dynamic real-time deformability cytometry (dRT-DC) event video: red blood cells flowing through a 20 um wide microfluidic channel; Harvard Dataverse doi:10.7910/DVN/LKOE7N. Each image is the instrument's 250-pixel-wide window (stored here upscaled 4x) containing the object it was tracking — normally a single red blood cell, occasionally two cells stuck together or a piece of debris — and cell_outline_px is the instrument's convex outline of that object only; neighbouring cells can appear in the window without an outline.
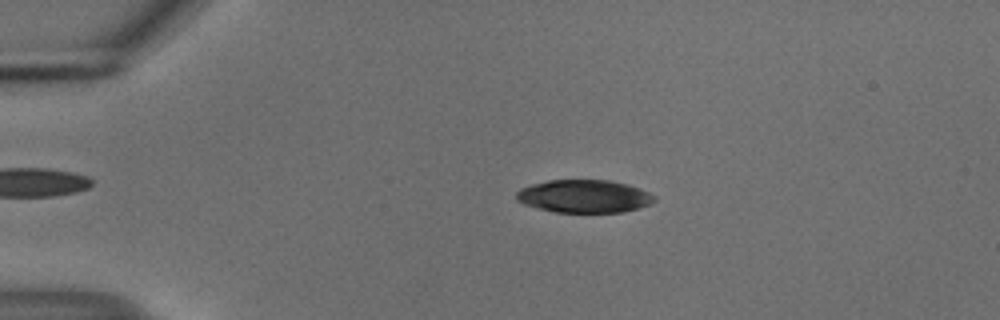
{"species": "common noctule bat (a hibernating species)", "species_latin": "Nyctalus noctula", "temperature_condition": "cold", "stored_images_in_passage": 53, "camera_frame_rate_fps": 3000, "um_per_image_px": 0.085, "animal": {"sex": "male", "body_mass_g": 18.8}, "frame": {"image": 1, "passage_image": 11, "time_ms": 3.333, "image_size_px": [1000, 320], "cell_outline_px": [[656, 200], [652, 204], [640, 208], [624, 212], [556, 212], [536, 208], [524, 204], [516, 200], [516, 192], [520, 188], [532, 184], [548, 180], [608, 180], [628, 184], [640, 188], [656, 196]], "centroid_in_image_um": [49.67, 16.68], "position_along_channel_um": 35.3, "area_um2": 26.7}}
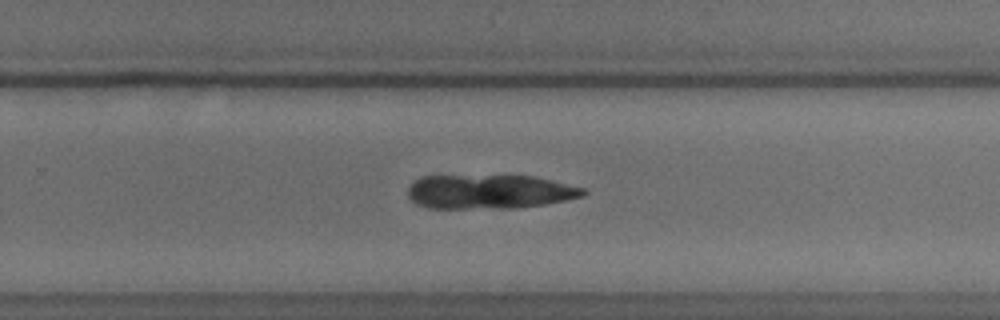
{"frame": {"image": 2, "passage_image": 35, "time_ms": 11.333, "image_size_px": [1000, 320], "cell_outline_px": [[588, 192], [584, 196], [544, 204], [516, 208], [428, 208], [416, 204], [408, 196], [408, 188], [420, 176], [532, 176], [552, 180], [584, 188]], "centroid_in_image_um": [41.61, 16.3], "position_along_channel_um": 288.2, "area_um2": 34.8}}
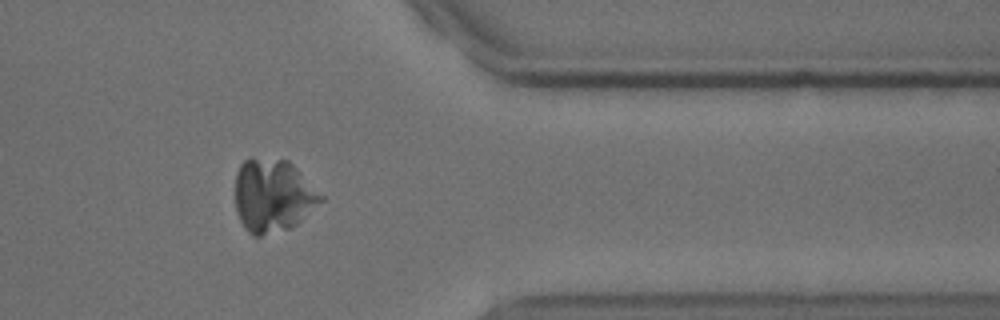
{"frame": {"image": 3, "passage_image": 44, "time_ms": 14.333, "image_size_px": [1000, 320], "cell_outline_px": [[324, 200], [292, 228], [260, 236], [252, 236], [244, 228], [236, 212], [236, 172], [240, 164], [244, 160], [288, 160], [324, 196]], "centroid_in_image_um": [23.2, 16.67], "position_along_channel_um": 388.2, "area_um2": 36.18}}